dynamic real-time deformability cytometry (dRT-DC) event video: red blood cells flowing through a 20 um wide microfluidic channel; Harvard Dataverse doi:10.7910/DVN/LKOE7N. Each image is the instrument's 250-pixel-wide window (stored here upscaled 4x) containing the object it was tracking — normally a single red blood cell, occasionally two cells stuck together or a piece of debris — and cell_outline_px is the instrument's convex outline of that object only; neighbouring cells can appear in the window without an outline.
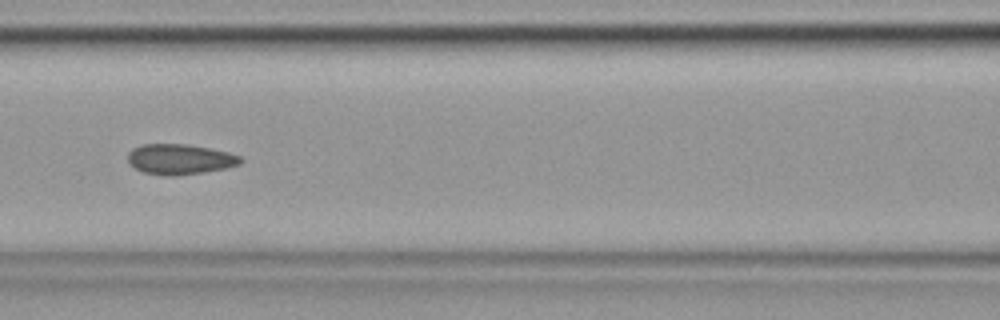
{"species": "common noctule bat (a hibernating species)", "species_latin": "Nyctalus noctula", "temperature_condition": "cold", "stored_images_in_passage": 57, "camera_frame_rate_fps": 3000, "um_per_image_px": 0.085, "animal": {"sex": "female", "body_mass_g": 19.9}, "frame": {"image": 1, "passage_image": 25, "time_ms": 8.0, "image_size_px": [1000, 320], "cell_outline_px": [[244, 160], [240, 164], [224, 168], [204, 172], [176, 176], [168, 176], [144, 172], [128, 164], [128, 152], [132, 148], [140, 144], [188, 144], [228, 152], [240, 156]], "centroid_in_image_um": [15.27, 13.53], "position_along_channel_um": 151.3, "area_um2": 20.0}, "authors_computed_cell_mechanics": {"area_um2": 19.8832, "velocity_mm_per_s": 3.5428, "shape_relaxation_time_tau1_ms": null, "shape_relaxation_time_tau2_ms": 1.8889, "deformation_change_tau1": null, "deformation_change_tau2": 0.0689}}